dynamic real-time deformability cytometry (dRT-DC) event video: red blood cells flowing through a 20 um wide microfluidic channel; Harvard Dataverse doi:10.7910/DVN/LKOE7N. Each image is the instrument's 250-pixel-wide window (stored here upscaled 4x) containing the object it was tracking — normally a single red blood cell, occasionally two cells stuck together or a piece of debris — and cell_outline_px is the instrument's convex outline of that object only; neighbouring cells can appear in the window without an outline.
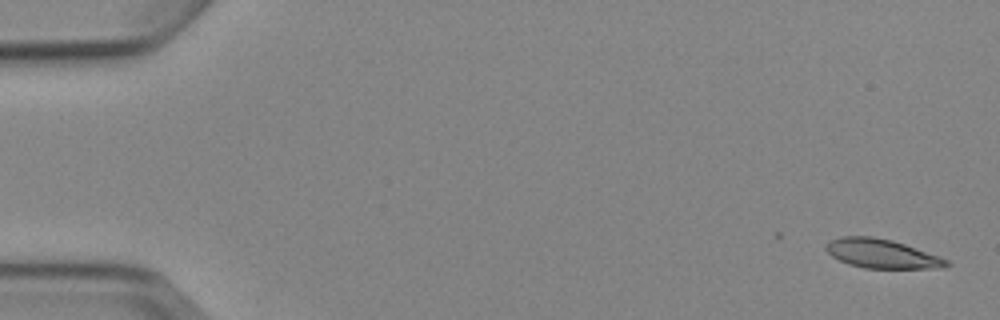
{"species": "Egyptian fruit bat (a non-hibernating species)", "species_latin": "Rousettus aegyptiacus", "temperature_condition": "cold", "stored_images_in_passage": 6, "camera_frame_rate_fps": 3000, "um_per_image_px": 0.085, "animal": {"sex": "female"}, "frame": {"image": 1, "passage_image": 1, "time_ms": 0.0, "image_size_px": [1000, 320], "cell_outline_px": [[952, 264], [944, 268], [864, 268], [848, 264], [832, 256], [824, 248], [824, 244], [828, 240], [840, 236], [872, 236], [892, 240], [940, 256], [948, 260]], "centroid_in_image_um": [74.93, 21.55], "position_along_channel_um": 10.1, "area_um2": 20.58}}
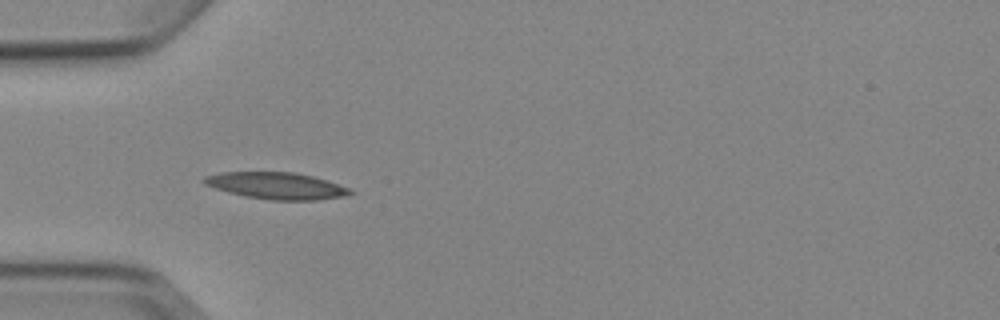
{"frame": {"image": 2, "passage_image": 5, "time_ms": 5.0, "image_size_px": [1000, 320], "cell_outline_px": [[356, 192], [344, 196], [320, 200], [272, 200], [244, 196], [228, 192], [204, 184], [200, 180], [204, 176], [220, 172], [292, 172], [312, 176], [352, 188]], "centroid_in_image_um": [23.51, 15.79], "position_along_channel_um": 61.5, "area_um2": 22.89}}
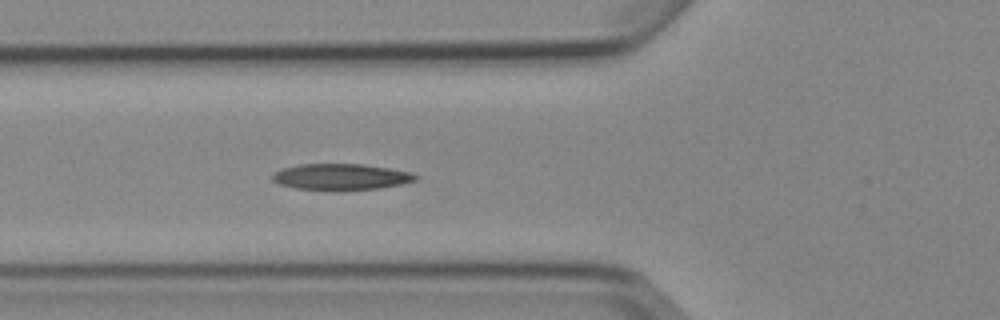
{"frame": {"image": 3, "passage_image": 6, "time_ms": 6.0, "image_size_px": [1000, 320], "cell_outline_px": [[416, 180], [400, 184], [380, 188], [296, 188], [280, 184], [272, 180], [272, 176], [276, 172], [284, 168], [300, 164], [364, 164], [412, 172], [416, 176]], "centroid_in_image_um": [29.0, 14.99], "position_along_channel_um": 96.8, "area_um2": 20.87}}